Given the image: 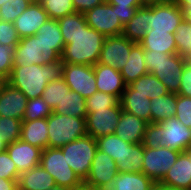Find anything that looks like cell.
Listing matches in <instances>:
<instances>
[{
    "instance_id": "obj_1",
    "label": "cell",
    "mask_w": 191,
    "mask_h": 190,
    "mask_svg": "<svg viewBox=\"0 0 191 190\" xmlns=\"http://www.w3.org/2000/svg\"><path fill=\"white\" fill-rule=\"evenodd\" d=\"M62 78L63 61L60 59L43 65L13 66L7 82L20 90L28 99H34L42 96L50 81Z\"/></svg>"
},
{
    "instance_id": "obj_2",
    "label": "cell",
    "mask_w": 191,
    "mask_h": 190,
    "mask_svg": "<svg viewBox=\"0 0 191 190\" xmlns=\"http://www.w3.org/2000/svg\"><path fill=\"white\" fill-rule=\"evenodd\" d=\"M105 36L87 24L64 46L63 63L90 65L98 63Z\"/></svg>"
},
{
    "instance_id": "obj_3",
    "label": "cell",
    "mask_w": 191,
    "mask_h": 190,
    "mask_svg": "<svg viewBox=\"0 0 191 190\" xmlns=\"http://www.w3.org/2000/svg\"><path fill=\"white\" fill-rule=\"evenodd\" d=\"M145 66L148 73L157 77L167 88L169 93L178 94L183 68L187 62L177 54L159 53L144 50Z\"/></svg>"
},
{
    "instance_id": "obj_4",
    "label": "cell",
    "mask_w": 191,
    "mask_h": 190,
    "mask_svg": "<svg viewBox=\"0 0 191 190\" xmlns=\"http://www.w3.org/2000/svg\"><path fill=\"white\" fill-rule=\"evenodd\" d=\"M47 127L49 148H60L87 135L86 118L51 113Z\"/></svg>"
},
{
    "instance_id": "obj_5",
    "label": "cell",
    "mask_w": 191,
    "mask_h": 190,
    "mask_svg": "<svg viewBox=\"0 0 191 190\" xmlns=\"http://www.w3.org/2000/svg\"><path fill=\"white\" fill-rule=\"evenodd\" d=\"M67 164L82 182L91 170V164L98 149L97 140L89 135L76 139L62 147Z\"/></svg>"
},
{
    "instance_id": "obj_6",
    "label": "cell",
    "mask_w": 191,
    "mask_h": 190,
    "mask_svg": "<svg viewBox=\"0 0 191 190\" xmlns=\"http://www.w3.org/2000/svg\"><path fill=\"white\" fill-rule=\"evenodd\" d=\"M40 165L53 177L55 184L73 189L82 181L67 164L66 158L60 148L42 150Z\"/></svg>"
},
{
    "instance_id": "obj_7",
    "label": "cell",
    "mask_w": 191,
    "mask_h": 190,
    "mask_svg": "<svg viewBox=\"0 0 191 190\" xmlns=\"http://www.w3.org/2000/svg\"><path fill=\"white\" fill-rule=\"evenodd\" d=\"M86 23L105 37L118 36L123 33L124 25L120 22L116 14V6L106 1L103 4L84 13Z\"/></svg>"
},
{
    "instance_id": "obj_8",
    "label": "cell",
    "mask_w": 191,
    "mask_h": 190,
    "mask_svg": "<svg viewBox=\"0 0 191 190\" xmlns=\"http://www.w3.org/2000/svg\"><path fill=\"white\" fill-rule=\"evenodd\" d=\"M181 152L167 148L144 147V160L142 173L154 182L159 183L168 170L176 162Z\"/></svg>"
},
{
    "instance_id": "obj_9",
    "label": "cell",
    "mask_w": 191,
    "mask_h": 190,
    "mask_svg": "<svg viewBox=\"0 0 191 190\" xmlns=\"http://www.w3.org/2000/svg\"><path fill=\"white\" fill-rule=\"evenodd\" d=\"M63 79L71 91L85 99L98 91L93 66L63 63Z\"/></svg>"
},
{
    "instance_id": "obj_10",
    "label": "cell",
    "mask_w": 191,
    "mask_h": 190,
    "mask_svg": "<svg viewBox=\"0 0 191 190\" xmlns=\"http://www.w3.org/2000/svg\"><path fill=\"white\" fill-rule=\"evenodd\" d=\"M182 10L173 4H147V21L154 31H168L174 34L182 20Z\"/></svg>"
},
{
    "instance_id": "obj_11",
    "label": "cell",
    "mask_w": 191,
    "mask_h": 190,
    "mask_svg": "<svg viewBox=\"0 0 191 190\" xmlns=\"http://www.w3.org/2000/svg\"><path fill=\"white\" fill-rule=\"evenodd\" d=\"M35 35L39 38L41 55L46 63L61 59L65 44L56 19H47Z\"/></svg>"
},
{
    "instance_id": "obj_12",
    "label": "cell",
    "mask_w": 191,
    "mask_h": 190,
    "mask_svg": "<svg viewBox=\"0 0 191 190\" xmlns=\"http://www.w3.org/2000/svg\"><path fill=\"white\" fill-rule=\"evenodd\" d=\"M118 173L115 160L97 149L91 170L84 183L99 190H108Z\"/></svg>"
},
{
    "instance_id": "obj_13",
    "label": "cell",
    "mask_w": 191,
    "mask_h": 190,
    "mask_svg": "<svg viewBox=\"0 0 191 190\" xmlns=\"http://www.w3.org/2000/svg\"><path fill=\"white\" fill-rule=\"evenodd\" d=\"M119 102L116 106L87 113V135L97 139L106 135L114 134L122 113Z\"/></svg>"
},
{
    "instance_id": "obj_14",
    "label": "cell",
    "mask_w": 191,
    "mask_h": 190,
    "mask_svg": "<svg viewBox=\"0 0 191 190\" xmlns=\"http://www.w3.org/2000/svg\"><path fill=\"white\" fill-rule=\"evenodd\" d=\"M135 44L122 34L105 37L98 63L120 71L126 65L131 48Z\"/></svg>"
},
{
    "instance_id": "obj_15",
    "label": "cell",
    "mask_w": 191,
    "mask_h": 190,
    "mask_svg": "<svg viewBox=\"0 0 191 190\" xmlns=\"http://www.w3.org/2000/svg\"><path fill=\"white\" fill-rule=\"evenodd\" d=\"M162 127L160 147H167L179 152L191 148V129L181 123L176 117L167 118L159 123Z\"/></svg>"
},
{
    "instance_id": "obj_16",
    "label": "cell",
    "mask_w": 191,
    "mask_h": 190,
    "mask_svg": "<svg viewBox=\"0 0 191 190\" xmlns=\"http://www.w3.org/2000/svg\"><path fill=\"white\" fill-rule=\"evenodd\" d=\"M28 98L8 82L0 86V116L23 121Z\"/></svg>"
},
{
    "instance_id": "obj_17",
    "label": "cell",
    "mask_w": 191,
    "mask_h": 190,
    "mask_svg": "<svg viewBox=\"0 0 191 190\" xmlns=\"http://www.w3.org/2000/svg\"><path fill=\"white\" fill-rule=\"evenodd\" d=\"M6 150L20 174L40 165L42 149L28 142L18 139L10 143Z\"/></svg>"
},
{
    "instance_id": "obj_18",
    "label": "cell",
    "mask_w": 191,
    "mask_h": 190,
    "mask_svg": "<svg viewBox=\"0 0 191 190\" xmlns=\"http://www.w3.org/2000/svg\"><path fill=\"white\" fill-rule=\"evenodd\" d=\"M49 19L41 3L31 2L24 12L13 22L20 38L33 36L41 25Z\"/></svg>"
},
{
    "instance_id": "obj_19",
    "label": "cell",
    "mask_w": 191,
    "mask_h": 190,
    "mask_svg": "<svg viewBox=\"0 0 191 190\" xmlns=\"http://www.w3.org/2000/svg\"><path fill=\"white\" fill-rule=\"evenodd\" d=\"M93 70L97 90L116 96L120 100L126 88L121 72L111 66H105L99 63L93 66Z\"/></svg>"
},
{
    "instance_id": "obj_20",
    "label": "cell",
    "mask_w": 191,
    "mask_h": 190,
    "mask_svg": "<svg viewBox=\"0 0 191 190\" xmlns=\"http://www.w3.org/2000/svg\"><path fill=\"white\" fill-rule=\"evenodd\" d=\"M147 125V121L122 110L114 134L131 144L142 143Z\"/></svg>"
},
{
    "instance_id": "obj_21",
    "label": "cell",
    "mask_w": 191,
    "mask_h": 190,
    "mask_svg": "<svg viewBox=\"0 0 191 190\" xmlns=\"http://www.w3.org/2000/svg\"><path fill=\"white\" fill-rule=\"evenodd\" d=\"M36 35L20 38L14 48L13 66H28L31 64H46Z\"/></svg>"
},
{
    "instance_id": "obj_22",
    "label": "cell",
    "mask_w": 191,
    "mask_h": 190,
    "mask_svg": "<svg viewBox=\"0 0 191 190\" xmlns=\"http://www.w3.org/2000/svg\"><path fill=\"white\" fill-rule=\"evenodd\" d=\"M162 185L191 190V157L182 152L159 182Z\"/></svg>"
},
{
    "instance_id": "obj_23",
    "label": "cell",
    "mask_w": 191,
    "mask_h": 190,
    "mask_svg": "<svg viewBox=\"0 0 191 190\" xmlns=\"http://www.w3.org/2000/svg\"><path fill=\"white\" fill-rule=\"evenodd\" d=\"M122 109L150 123L151 99L126 85L120 99Z\"/></svg>"
},
{
    "instance_id": "obj_24",
    "label": "cell",
    "mask_w": 191,
    "mask_h": 190,
    "mask_svg": "<svg viewBox=\"0 0 191 190\" xmlns=\"http://www.w3.org/2000/svg\"><path fill=\"white\" fill-rule=\"evenodd\" d=\"M20 139L42 150L48 147L47 118L23 120Z\"/></svg>"
},
{
    "instance_id": "obj_25",
    "label": "cell",
    "mask_w": 191,
    "mask_h": 190,
    "mask_svg": "<svg viewBox=\"0 0 191 190\" xmlns=\"http://www.w3.org/2000/svg\"><path fill=\"white\" fill-rule=\"evenodd\" d=\"M17 184L18 190H48L56 185L53 177L41 165L21 173Z\"/></svg>"
},
{
    "instance_id": "obj_26",
    "label": "cell",
    "mask_w": 191,
    "mask_h": 190,
    "mask_svg": "<svg viewBox=\"0 0 191 190\" xmlns=\"http://www.w3.org/2000/svg\"><path fill=\"white\" fill-rule=\"evenodd\" d=\"M144 50L157 51L166 54H176L174 34L168 31H154L150 29L139 42Z\"/></svg>"
},
{
    "instance_id": "obj_27",
    "label": "cell",
    "mask_w": 191,
    "mask_h": 190,
    "mask_svg": "<svg viewBox=\"0 0 191 190\" xmlns=\"http://www.w3.org/2000/svg\"><path fill=\"white\" fill-rule=\"evenodd\" d=\"M144 62V49L139 43H136L131 48L126 65L120 70L123 81L126 85H129L142 75L148 73Z\"/></svg>"
},
{
    "instance_id": "obj_28",
    "label": "cell",
    "mask_w": 191,
    "mask_h": 190,
    "mask_svg": "<svg viewBox=\"0 0 191 190\" xmlns=\"http://www.w3.org/2000/svg\"><path fill=\"white\" fill-rule=\"evenodd\" d=\"M177 94L168 93L151 99L150 123H160L167 118L175 117Z\"/></svg>"
},
{
    "instance_id": "obj_29",
    "label": "cell",
    "mask_w": 191,
    "mask_h": 190,
    "mask_svg": "<svg viewBox=\"0 0 191 190\" xmlns=\"http://www.w3.org/2000/svg\"><path fill=\"white\" fill-rule=\"evenodd\" d=\"M154 183L143 173L119 172L108 190H149Z\"/></svg>"
},
{
    "instance_id": "obj_30",
    "label": "cell",
    "mask_w": 191,
    "mask_h": 190,
    "mask_svg": "<svg viewBox=\"0 0 191 190\" xmlns=\"http://www.w3.org/2000/svg\"><path fill=\"white\" fill-rule=\"evenodd\" d=\"M144 160L143 143H133L125 146L122 161L117 163L118 172L142 173Z\"/></svg>"
},
{
    "instance_id": "obj_31",
    "label": "cell",
    "mask_w": 191,
    "mask_h": 190,
    "mask_svg": "<svg viewBox=\"0 0 191 190\" xmlns=\"http://www.w3.org/2000/svg\"><path fill=\"white\" fill-rule=\"evenodd\" d=\"M53 113L86 118V99L83 98L79 93L69 90L62 99L61 103H59L53 109Z\"/></svg>"
},
{
    "instance_id": "obj_32",
    "label": "cell",
    "mask_w": 191,
    "mask_h": 190,
    "mask_svg": "<svg viewBox=\"0 0 191 190\" xmlns=\"http://www.w3.org/2000/svg\"><path fill=\"white\" fill-rule=\"evenodd\" d=\"M147 21V5H144L137 9L133 18L124 25L122 35L128 38L130 41L139 43L150 30V26Z\"/></svg>"
},
{
    "instance_id": "obj_33",
    "label": "cell",
    "mask_w": 191,
    "mask_h": 190,
    "mask_svg": "<svg viewBox=\"0 0 191 190\" xmlns=\"http://www.w3.org/2000/svg\"><path fill=\"white\" fill-rule=\"evenodd\" d=\"M129 86L149 99L168 94L166 86L153 74L147 73L129 84Z\"/></svg>"
},
{
    "instance_id": "obj_34",
    "label": "cell",
    "mask_w": 191,
    "mask_h": 190,
    "mask_svg": "<svg viewBox=\"0 0 191 190\" xmlns=\"http://www.w3.org/2000/svg\"><path fill=\"white\" fill-rule=\"evenodd\" d=\"M57 21L65 45L70 44L71 38L81 30V27H84L87 24L84 14L78 12L61 17L57 19Z\"/></svg>"
},
{
    "instance_id": "obj_35",
    "label": "cell",
    "mask_w": 191,
    "mask_h": 190,
    "mask_svg": "<svg viewBox=\"0 0 191 190\" xmlns=\"http://www.w3.org/2000/svg\"><path fill=\"white\" fill-rule=\"evenodd\" d=\"M176 54L186 61L191 59V23L183 19L174 33Z\"/></svg>"
},
{
    "instance_id": "obj_36",
    "label": "cell",
    "mask_w": 191,
    "mask_h": 190,
    "mask_svg": "<svg viewBox=\"0 0 191 190\" xmlns=\"http://www.w3.org/2000/svg\"><path fill=\"white\" fill-rule=\"evenodd\" d=\"M98 149L107 153L117 163L122 161V153L125 146H130L131 143L125 142L115 134L106 135L97 138Z\"/></svg>"
},
{
    "instance_id": "obj_37",
    "label": "cell",
    "mask_w": 191,
    "mask_h": 190,
    "mask_svg": "<svg viewBox=\"0 0 191 190\" xmlns=\"http://www.w3.org/2000/svg\"><path fill=\"white\" fill-rule=\"evenodd\" d=\"M69 90L70 88L65 83L63 78L55 79L48 83L47 87L42 93V97L53 110L59 103H61L62 99Z\"/></svg>"
},
{
    "instance_id": "obj_38",
    "label": "cell",
    "mask_w": 191,
    "mask_h": 190,
    "mask_svg": "<svg viewBox=\"0 0 191 190\" xmlns=\"http://www.w3.org/2000/svg\"><path fill=\"white\" fill-rule=\"evenodd\" d=\"M22 121L0 116V140L7 146L20 139Z\"/></svg>"
},
{
    "instance_id": "obj_39",
    "label": "cell",
    "mask_w": 191,
    "mask_h": 190,
    "mask_svg": "<svg viewBox=\"0 0 191 190\" xmlns=\"http://www.w3.org/2000/svg\"><path fill=\"white\" fill-rule=\"evenodd\" d=\"M51 113H53V110L44 101L43 97H36L34 99H28L23 120L32 121L47 118Z\"/></svg>"
},
{
    "instance_id": "obj_40",
    "label": "cell",
    "mask_w": 191,
    "mask_h": 190,
    "mask_svg": "<svg viewBox=\"0 0 191 190\" xmlns=\"http://www.w3.org/2000/svg\"><path fill=\"white\" fill-rule=\"evenodd\" d=\"M41 4L48 17L56 20L76 12L72 0H44Z\"/></svg>"
},
{
    "instance_id": "obj_41",
    "label": "cell",
    "mask_w": 191,
    "mask_h": 190,
    "mask_svg": "<svg viewBox=\"0 0 191 190\" xmlns=\"http://www.w3.org/2000/svg\"><path fill=\"white\" fill-rule=\"evenodd\" d=\"M30 0H11L0 6V20L13 23L30 5Z\"/></svg>"
},
{
    "instance_id": "obj_42",
    "label": "cell",
    "mask_w": 191,
    "mask_h": 190,
    "mask_svg": "<svg viewBox=\"0 0 191 190\" xmlns=\"http://www.w3.org/2000/svg\"><path fill=\"white\" fill-rule=\"evenodd\" d=\"M120 100L111 94L97 91L86 99L87 113L116 106Z\"/></svg>"
},
{
    "instance_id": "obj_43",
    "label": "cell",
    "mask_w": 191,
    "mask_h": 190,
    "mask_svg": "<svg viewBox=\"0 0 191 190\" xmlns=\"http://www.w3.org/2000/svg\"><path fill=\"white\" fill-rule=\"evenodd\" d=\"M14 49L0 44V81L7 82L13 68Z\"/></svg>"
},
{
    "instance_id": "obj_44",
    "label": "cell",
    "mask_w": 191,
    "mask_h": 190,
    "mask_svg": "<svg viewBox=\"0 0 191 190\" xmlns=\"http://www.w3.org/2000/svg\"><path fill=\"white\" fill-rule=\"evenodd\" d=\"M19 41L20 37L15 29L14 23L0 20V44L14 49Z\"/></svg>"
},
{
    "instance_id": "obj_45",
    "label": "cell",
    "mask_w": 191,
    "mask_h": 190,
    "mask_svg": "<svg viewBox=\"0 0 191 190\" xmlns=\"http://www.w3.org/2000/svg\"><path fill=\"white\" fill-rule=\"evenodd\" d=\"M175 117L186 127L191 129V97L177 94Z\"/></svg>"
},
{
    "instance_id": "obj_46",
    "label": "cell",
    "mask_w": 191,
    "mask_h": 190,
    "mask_svg": "<svg viewBox=\"0 0 191 190\" xmlns=\"http://www.w3.org/2000/svg\"><path fill=\"white\" fill-rule=\"evenodd\" d=\"M20 173L7 150L0 152V178L18 180Z\"/></svg>"
},
{
    "instance_id": "obj_47",
    "label": "cell",
    "mask_w": 191,
    "mask_h": 190,
    "mask_svg": "<svg viewBox=\"0 0 191 190\" xmlns=\"http://www.w3.org/2000/svg\"><path fill=\"white\" fill-rule=\"evenodd\" d=\"M162 127L159 123H148L144 133L143 145L146 148H159L162 137Z\"/></svg>"
},
{
    "instance_id": "obj_48",
    "label": "cell",
    "mask_w": 191,
    "mask_h": 190,
    "mask_svg": "<svg viewBox=\"0 0 191 190\" xmlns=\"http://www.w3.org/2000/svg\"><path fill=\"white\" fill-rule=\"evenodd\" d=\"M178 95L191 97V63L187 61L183 68Z\"/></svg>"
},
{
    "instance_id": "obj_49",
    "label": "cell",
    "mask_w": 191,
    "mask_h": 190,
    "mask_svg": "<svg viewBox=\"0 0 191 190\" xmlns=\"http://www.w3.org/2000/svg\"><path fill=\"white\" fill-rule=\"evenodd\" d=\"M73 7L78 13H85L86 11L103 4L106 0H72Z\"/></svg>"
},
{
    "instance_id": "obj_50",
    "label": "cell",
    "mask_w": 191,
    "mask_h": 190,
    "mask_svg": "<svg viewBox=\"0 0 191 190\" xmlns=\"http://www.w3.org/2000/svg\"><path fill=\"white\" fill-rule=\"evenodd\" d=\"M138 8L140 7L118 8V6H116L117 17L120 22L125 25L133 18Z\"/></svg>"
},
{
    "instance_id": "obj_51",
    "label": "cell",
    "mask_w": 191,
    "mask_h": 190,
    "mask_svg": "<svg viewBox=\"0 0 191 190\" xmlns=\"http://www.w3.org/2000/svg\"><path fill=\"white\" fill-rule=\"evenodd\" d=\"M107 3L118 8L142 7L146 5L142 0H106Z\"/></svg>"
},
{
    "instance_id": "obj_52",
    "label": "cell",
    "mask_w": 191,
    "mask_h": 190,
    "mask_svg": "<svg viewBox=\"0 0 191 190\" xmlns=\"http://www.w3.org/2000/svg\"><path fill=\"white\" fill-rule=\"evenodd\" d=\"M176 5L182 10L184 19L191 23V0H177Z\"/></svg>"
},
{
    "instance_id": "obj_53",
    "label": "cell",
    "mask_w": 191,
    "mask_h": 190,
    "mask_svg": "<svg viewBox=\"0 0 191 190\" xmlns=\"http://www.w3.org/2000/svg\"><path fill=\"white\" fill-rule=\"evenodd\" d=\"M17 181L0 178V190H18Z\"/></svg>"
},
{
    "instance_id": "obj_54",
    "label": "cell",
    "mask_w": 191,
    "mask_h": 190,
    "mask_svg": "<svg viewBox=\"0 0 191 190\" xmlns=\"http://www.w3.org/2000/svg\"><path fill=\"white\" fill-rule=\"evenodd\" d=\"M70 190H99V189L93 188L92 186L87 185L84 182H82L79 186H76Z\"/></svg>"
},
{
    "instance_id": "obj_55",
    "label": "cell",
    "mask_w": 191,
    "mask_h": 190,
    "mask_svg": "<svg viewBox=\"0 0 191 190\" xmlns=\"http://www.w3.org/2000/svg\"><path fill=\"white\" fill-rule=\"evenodd\" d=\"M156 4H177V0H156Z\"/></svg>"
},
{
    "instance_id": "obj_56",
    "label": "cell",
    "mask_w": 191,
    "mask_h": 190,
    "mask_svg": "<svg viewBox=\"0 0 191 190\" xmlns=\"http://www.w3.org/2000/svg\"><path fill=\"white\" fill-rule=\"evenodd\" d=\"M149 190H163V185L161 183L155 182Z\"/></svg>"
},
{
    "instance_id": "obj_57",
    "label": "cell",
    "mask_w": 191,
    "mask_h": 190,
    "mask_svg": "<svg viewBox=\"0 0 191 190\" xmlns=\"http://www.w3.org/2000/svg\"><path fill=\"white\" fill-rule=\"evenodd\" d=\"M163 190H187V189H181V188H176V187L163 185Z\"/></svg>"
},
{
    "instance_id": "obj_58",
    "label": "cell",
    "mask_w": 191,
    "mask_h": 190,
    "mask_svg": "<svg viewBox=\"0 0 191 190\" xmlns=\"http://www.w3.org/2000/svg\"><path fill=\"white\" fill-rule=\"evenodd\" d=\"M48 190H70V189L66 188V187H61V186L55 185L54 187H52Z\"/></svg>"
},
{
    "instance_id": "obj_59",
    "label": "cell",
    "mask_w": 191,
    "mask_h": 190,
    "mask_svg": "<svg viewBox=\"0 0 191 190\" xmlns=\"http://www.w3.org/2000/svg\"><path fill=\"white\" fill-rule=\"evenodd\" d=\"M6 148H7V145L3 141L0 140V152L5 151Z\"/></svg>"
},
{
    "instance_id": "obj_60",
    "label": "cell",
    "mask_w": 191,
    "mask_h": 190,
    "mask_svg": "<svg viewBox=\"0 0 191 190\" xmlns=\"http://www.w3.org/2000/svg\"><path fill=\"white\" fill-rule=\"evenodd\" d=\"M146 5L147 4H151V3H154L156 4V0H142Z\"/></svg>"
},
{
    "instance_id": "obj_61",
    "label": "cell",
    "mask_w": 191,
    "mask_h": 190,
    "mask_svg": "<svg viewBox=\"0 0 191 190\" xmlns=\"http://www.w3.org/2000/svg\"><path fill=\"white\" fill-rule=\"evenodd\" d=\"M7 1H11V0H0V6H2L4 3H6Z\"/></svg>"
},
{
    "instance_id": "obj_62",
    "label": "cell",
    "mask_w": 191,
    "mask_h": 190,
    "mask_svg": "<svg viewBox=\"0 0 191 190\" xmlns=\"http://www.w3.org/2000/svg\"><path fill=\"white\" fill-rule=\"evenodd\" d=\"M31 2L42 3V0H30Z\"/></svg>"
},
{
    "instance_id": "obj_63",
    "label": "cell",
    "mask_w": 191,
    "mask_h": 190,
    "mask_svg": "<svg viewBox=\"0 0 191 190\" xmlns=\"http://www.w3.org/2000/svg\"><path fill=\"white\" fill-rule=\"evenodd\" d=\"M186 153L191 157V148L187 150Z\"/></svg>"
}]
</instances>
